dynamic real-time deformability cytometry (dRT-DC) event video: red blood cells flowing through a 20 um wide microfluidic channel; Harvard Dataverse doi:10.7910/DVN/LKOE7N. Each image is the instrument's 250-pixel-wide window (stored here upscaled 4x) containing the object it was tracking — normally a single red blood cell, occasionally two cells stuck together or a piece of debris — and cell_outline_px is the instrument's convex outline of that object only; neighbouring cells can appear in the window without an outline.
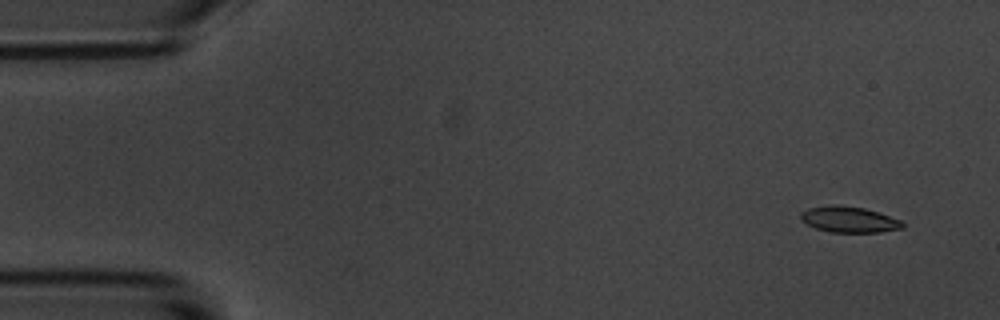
{"species": "common noctule bat (a hibernating species)", "species_latin": "Nyctalus noctula", "temperature_condition": "room temperature", "stored_images_in_passage": 5, "camera_frame_rate_fps": 3000, "um_per_image_px": 0.085, "animal": {"sex": "male", "body_mass_g": 20.1, "forearm_length_mm": 53.5}, "frame": {"image": 1, "passage_image": 1, "time_ms": 0.0, "image_size_px": [1000, 320], "cell_outline_px": [[904, 228], [880, 232], [832, 232], [816, 228], [800, 220], [800, 212], [808, 208], [832, 204], [836, 204], [864, 208], [900, 220], [904, 224]], "centroid_in_image_um": [72.13, 18.65], "position_along_channel_um": 12.9, "area_um2": 15.32}}
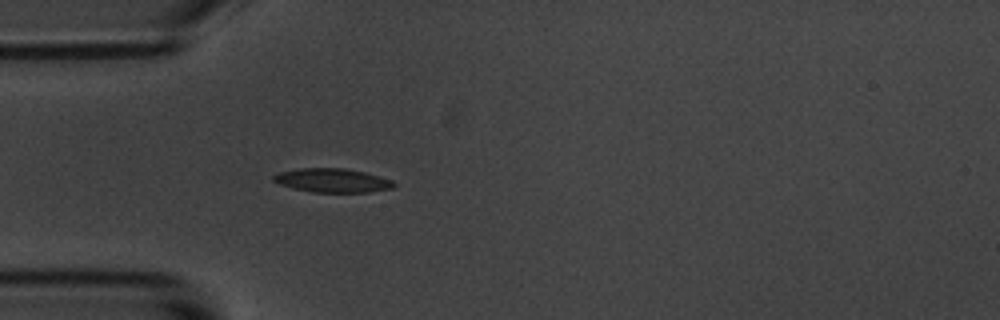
{"frame": {"image": 2, "passage_image": 5, "time_ms": 4.333, "image_size_px": [1000, 320], "cell_outline_px": [[396, 184], [392, 188], [368, 192], [312, 192], [292, 188], [280, 184], [272, 180], [272, 176], [280, 172], [300, 168], [344, 168], [364, 172], [392, 180]], "centroid_in_image_um": [28.23, 15.33], "position_along_channel_um": 56.8, "area_um2": 16.65}}